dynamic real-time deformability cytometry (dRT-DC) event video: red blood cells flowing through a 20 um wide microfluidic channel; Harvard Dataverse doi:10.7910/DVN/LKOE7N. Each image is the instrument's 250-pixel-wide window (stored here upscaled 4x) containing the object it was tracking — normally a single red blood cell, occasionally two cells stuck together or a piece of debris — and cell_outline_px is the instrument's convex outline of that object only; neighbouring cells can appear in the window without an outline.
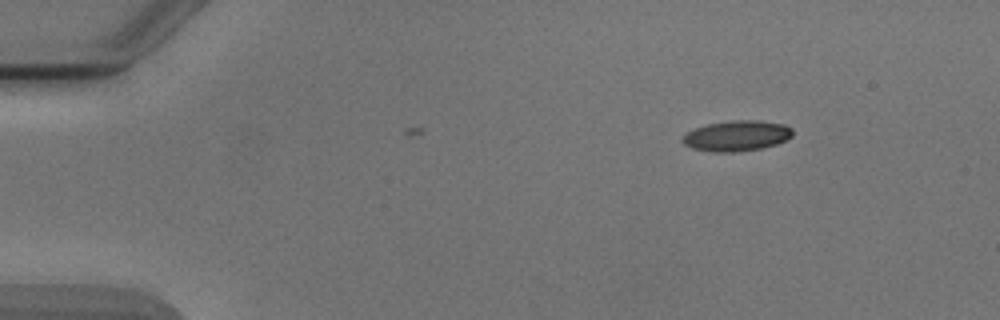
{"species": "Egyptian fruit bat (a non-hibernating species)", "species_latin": "Rousettus aegyptiacus", "temperature_condition": "cold", "stored_images_in_passage": 3, "camera_frame_rate_fps": 3000, "um_per_image_px": 0.085, "animal": {"sex": "male"}, "frame": {"image": 1, "passage_image": 1, "time_ms": 0.0, "image_size_px": [1000, 320], "cell_outline_px": [[792, 136], [776, 144], [760, 148], [736, 152], [712, 152], [692, 148], [684, 144], [680, 140], [688, 132], [696, 128], [708, 124], [732, 120], [760, 120], [784, 124], [792, 128]], "centroid_in_image_um": [62.62, 11.54], "position_along_channel_um": 22.4, "area_um2": 19.48}}